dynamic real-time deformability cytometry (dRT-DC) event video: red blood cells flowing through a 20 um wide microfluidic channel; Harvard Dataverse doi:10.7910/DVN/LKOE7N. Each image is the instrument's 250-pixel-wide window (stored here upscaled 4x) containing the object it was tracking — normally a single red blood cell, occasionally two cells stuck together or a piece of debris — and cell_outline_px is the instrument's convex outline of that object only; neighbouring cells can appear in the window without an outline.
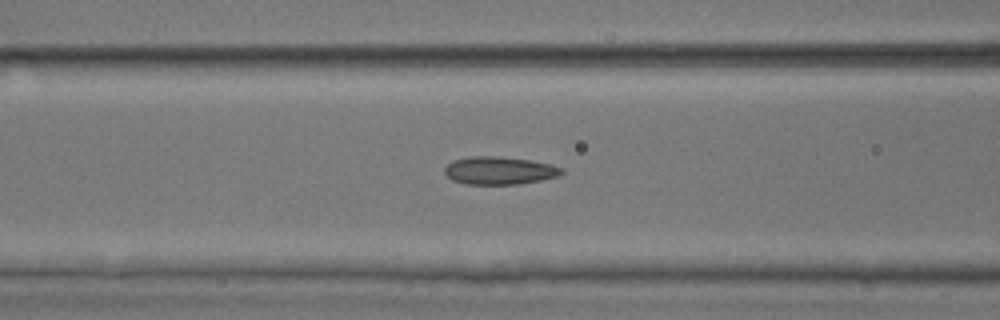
{"species": "common noctule bat (a hibernating species)", "species_latin": "Nyctalus noctula", "temperature_condition": "room temperature", "stored_images_in_passage": 32, "camera_frame_rate_fps": 3000, "um_per_image_px": 0.085, "animal": {"sex": "male", "body_mass_g": 17.9, "forearm_length_mm": 54.2}, "frame": {"image": 1, "passage_image": 12, "time_ms": 3.667, "image_size_px": [1000, 320], "cell_outline_px": [[564, 172], [556, 176], [540, 180], [520, 184], [464, 184], [452, 180], [444, 172], [444, 168], [452, 160], [468, 156], [500, 156], [528, 160], [552, 164], [564, 168]], "centroid_in_image_um": [42.43, 14.49], "position_along_channel_um": 124.2, "area_um2": 19.07}}
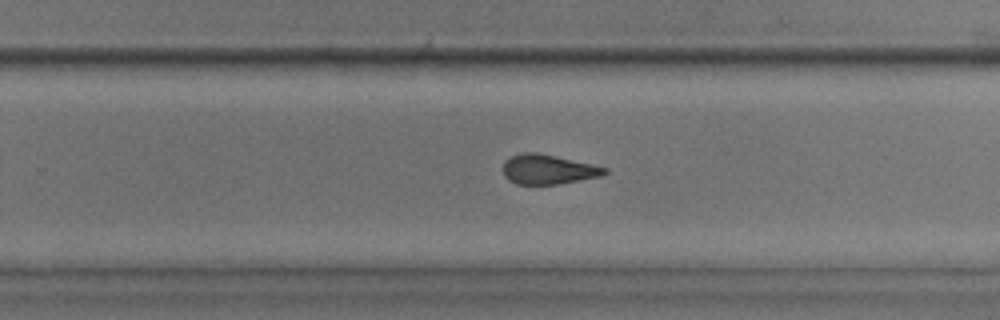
{"frame": {"image": 2, "passage_image": 24, "time_ms": 7.667, "image_size_px": [1000, 320], "cell_outline_px": [[608, 172], [600, 176], [556, 184], [516, 184], [508, 180], [504, 176], [504, 160], [512, 156], [524, 152], [536, 152], [556, 156], [592, 164], [608, 168]], "centroid_in_image_um": [46.57, 14.39], "position_along_channel_um": 283.2, "area_um2": 17.4}}
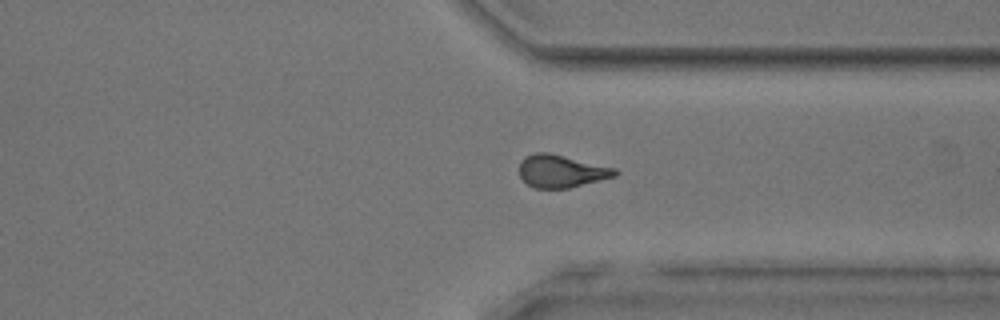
{"frame": {"image": 3, "passage_image": 30, "time_ms": 9.667, "image_size_px": [1000, 320], "cell_outline_px": [[620, 172], [616, 176], [568, 188], [532, 188], [520, 176], [520, 160], [524, 156], [536, 152], [548, 152], [616, 168]], "centroid_in_image_um": [47.71, 14.54], "position_along_channel_um": 363.7, "area_um2": 18.21}}